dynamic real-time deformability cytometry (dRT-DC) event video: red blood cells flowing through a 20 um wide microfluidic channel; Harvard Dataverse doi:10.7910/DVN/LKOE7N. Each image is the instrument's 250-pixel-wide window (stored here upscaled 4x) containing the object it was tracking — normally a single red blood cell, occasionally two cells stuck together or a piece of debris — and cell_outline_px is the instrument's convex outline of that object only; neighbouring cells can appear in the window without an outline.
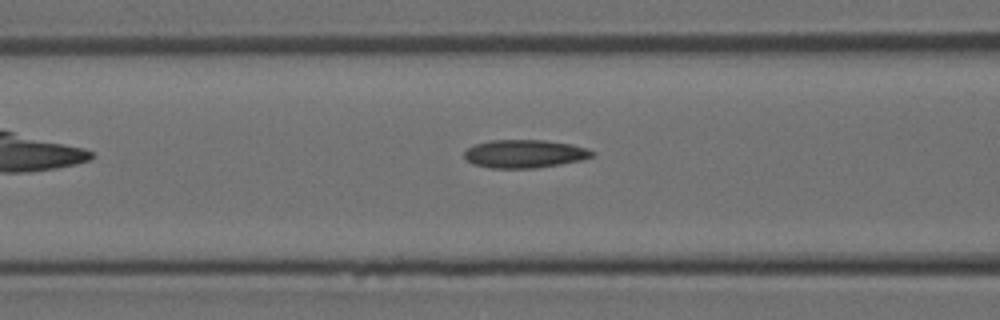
{"species": "Egyptian fruit bat (a non-hibernating species)", "species_latin": "Rousettus aegyptiacus", "temperature_condition": "room temperature", "stored_images_in_passage": 28, "camera_frame_rate_fps": 3000, "um_per_image_px": 0.085, "animal": {"sex": "female"}, "frame": {"image": 1, "passage_image": 9, "time_ms": 2.667, "image_size_px": [1000, 320], "cell_outline_px": [[596, 152], [592, 156], [580, 160], [560, 164], [536, 168], [492, 168], [472, 164], [464, 156], [464, 152], [468, 148], [476, 144], [492, 140], [544, 140], [572, 144], [588, 148]], "centroid_in_image_um": [44.61, 13.07], "position_along_channel_um": 122.0, "area_um2": 20.92}}
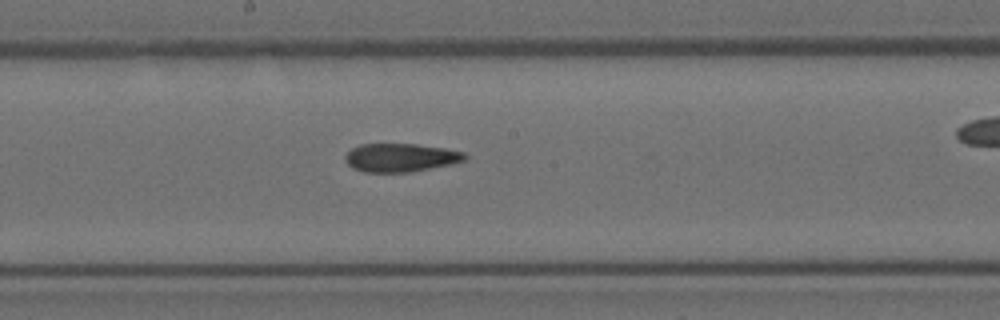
{"frame": {"image": 2, "passage_image": 15, "time_ms": 4.667, "image_size_px": [1000, 320], "cell_outline_px": [[468, 156], [464, 160], [452, 164], [408, 172], [364, 172], [352, 168], [344, 160], [344, 156], [352, 148], [360, 144], [416, 144], [444, 148], [464, 152]], "centroid_in_image_um": [34.03, 13.39], "position_along_channel_um": 214.2, "area_um2": 19.77}}
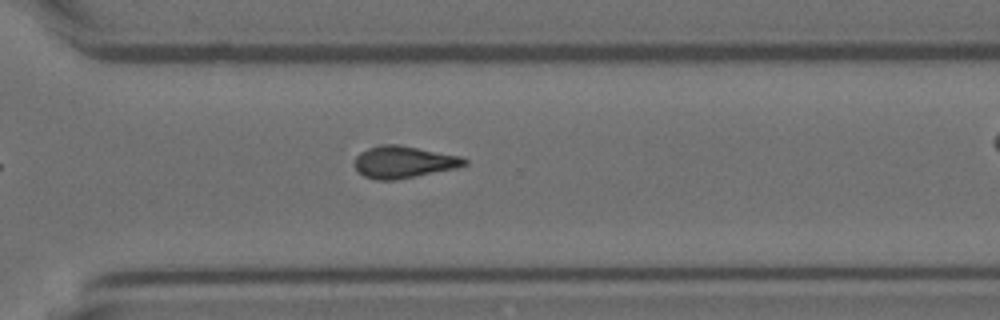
{"frame": {"image": 3, "passage_image": 23, "time_ms": 7.333, "image_size_px": [1000, 320], "cell_outline_px": [[468, 164], [456, 168], [396, 180], [376, 180], [364, 176], [356, 168], [356, 156], [360, 152], [368, 148], [380, 144], [396, 144], [460, 156], [468, 160]], "centroid_in_image_um": [34.31, 13.77], "position_along_channel_um": 336.3, "area_um2": 20.29}}